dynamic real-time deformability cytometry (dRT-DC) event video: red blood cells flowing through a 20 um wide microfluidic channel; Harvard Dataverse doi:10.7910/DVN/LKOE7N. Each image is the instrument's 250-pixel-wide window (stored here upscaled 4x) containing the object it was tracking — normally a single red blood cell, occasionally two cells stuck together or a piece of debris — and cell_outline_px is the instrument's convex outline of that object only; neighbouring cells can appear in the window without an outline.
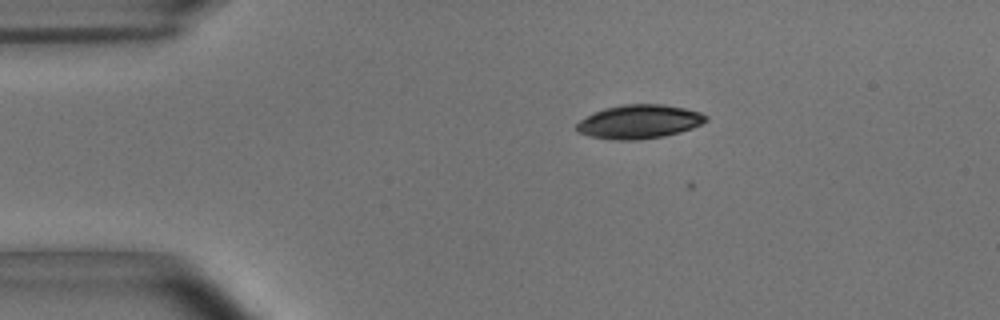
{"species": "common noctule bat (a hibernating species)", "species_latin": "Nyctalus noctula", "temperature_condition": "room temperature", "stored_images_in_passage": 4, "camera_frame_rate_fps": 3000, "um_per_image_px": 0.085, "animal": {"sex": "male", "body_mass_g": 15.6}, "frame": {"image": 1, "passage_image": 1, "time_ms": 0.0, "image_size_px": [1000, 320], "cell_outline_px": [[708, 120], [692, 128], [680, 132], [664, 136], [640, 140], [616, 140], [592, 136], [576, 132], [576, 124], [580, 120], [604, 108], [624, 104], [664, 104], [684, 108], [700, 112], [708, 116]], "centroid_in_image_um": [54.35, 10.34], "position_along_channel_um": 30.7, "area_um2": 25.43}}